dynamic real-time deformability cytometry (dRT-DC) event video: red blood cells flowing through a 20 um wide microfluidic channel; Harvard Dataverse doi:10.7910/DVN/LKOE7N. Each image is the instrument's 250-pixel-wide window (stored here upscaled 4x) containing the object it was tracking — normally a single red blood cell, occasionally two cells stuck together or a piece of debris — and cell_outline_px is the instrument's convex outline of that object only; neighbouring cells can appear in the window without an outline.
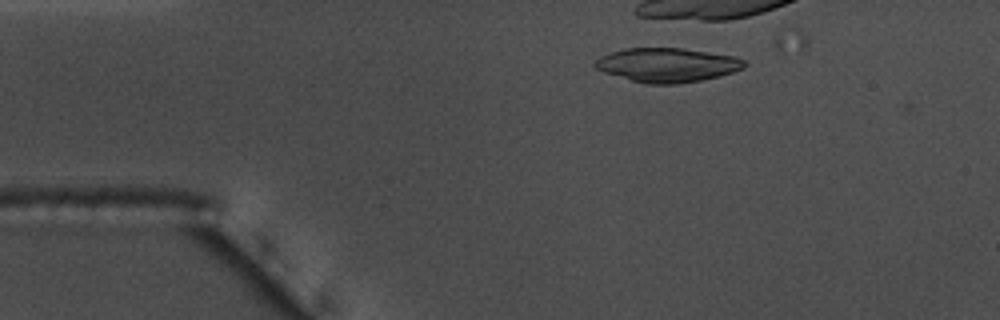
{"species": "common noctule bat (a hibernating species)", "species_latin": "Nyctalus noctula", "temperature_condition": "warm", "stored_images_in_passage": 3, "camera_frame_rate_fps": 3000, "um_per_image_px": 0.085, "animal": {"sex": "male", "body_mass_g": 17.5, "forearm_length_mm": 52.3}, "frame": {"image": 1, "passage_image": 2, "time_ms": 0.333, "image_size_px": [1000, 320], "cell_outline_px": [[748, 64], [744, 68], [720, 76], [700, 80], [676, 84], [644, 84], [604, 72], [596, 68], [592, 64], [600, 56], [624, 48], [684, 48], [732, 56], [744, 60]], "centroid_in_image_um": [56.7, 5.52], "position_along_channel_um": 28.3, "area_um2": 29.65}}